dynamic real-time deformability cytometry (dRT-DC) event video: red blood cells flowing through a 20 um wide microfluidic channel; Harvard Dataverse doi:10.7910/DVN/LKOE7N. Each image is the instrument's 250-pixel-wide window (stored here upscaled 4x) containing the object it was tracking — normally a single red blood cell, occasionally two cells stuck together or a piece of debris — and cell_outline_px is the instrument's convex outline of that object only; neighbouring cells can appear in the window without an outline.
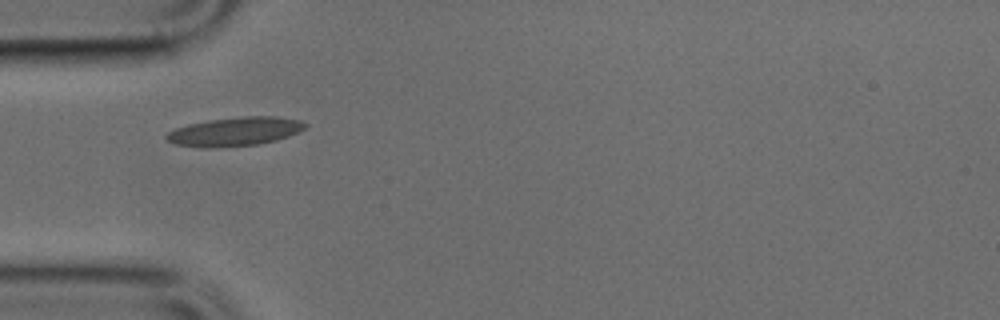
{"species": "common noctule bat (a hibernating species)", "species_latin": "Nyctalus noctula", "temperature_condition": "cold", "stored_images_in_passage": 36, "camera_frame_rate_fps": 3000, "um_per_image_px": 0.085, "animal": {"sex": "male", "body_mass_g": 17.9, "forearm_length_mm": 54.2}, "frame": {"image": 1, "passage_image": 1, "time_ms": 0.0, "image_size_px": [1000, 320], "cell_outline_px": [[308, 124], [304, 128], [288, 136], [276, 140], [260, 144], [212, 148], [176, 144], [168, 140], [164, 136], [168, 132], [176, 128], [188, 124], [208, 120], [244, 116], [276, 116], [300, 120]], "centroid_in_image_um": [19.98, 11.17], "position_along_channel_um": 65.0, "area_um2": 23.12}}
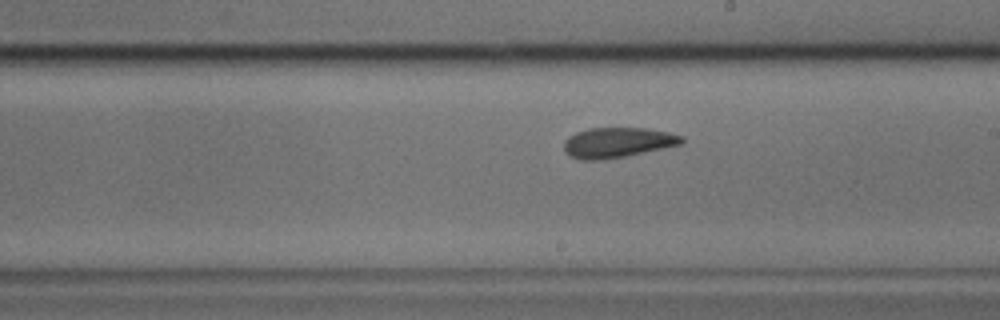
{"frame": {"image": 2, "passage_image": 14, "time_ms": 4.333, "image_size_px": [1000, 320], "cell_outline_px": [[684, 140], [680, 144], [624, 156], [600, 160], [580, 160], [568, 156], [564, 152], [564, 140], [568, 136], [576, 132], [588, 128], [648, 128], [668, 132], [684, 136]], "centroid_in_image_um": [52.43, 12.11], "position_along_channel_um": 236.6, "area_um2": 20.69}}
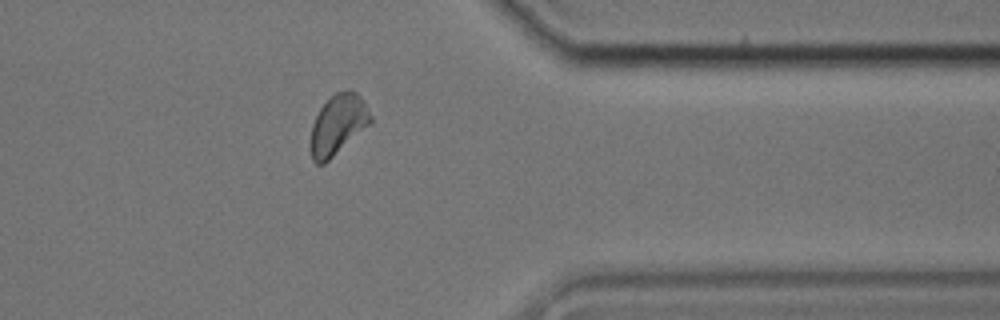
{"frame": {"image": 3, "passage_image": 26, "time_ms": 8.333, "image_size_px": [1000, 320], "cell_outline_px": [[372, 120], [368, 124], [324, 164], [316, 164], [312, 160], [308, 144], [312, 124], [320, 108], [336, 92], [348, 88], [352, 88], [360, 96], [372, 116]], "centroid_in_image_um": [28.67, 10.58], "position_along_channel_um": 382.7, "area_um2": 20.87}}